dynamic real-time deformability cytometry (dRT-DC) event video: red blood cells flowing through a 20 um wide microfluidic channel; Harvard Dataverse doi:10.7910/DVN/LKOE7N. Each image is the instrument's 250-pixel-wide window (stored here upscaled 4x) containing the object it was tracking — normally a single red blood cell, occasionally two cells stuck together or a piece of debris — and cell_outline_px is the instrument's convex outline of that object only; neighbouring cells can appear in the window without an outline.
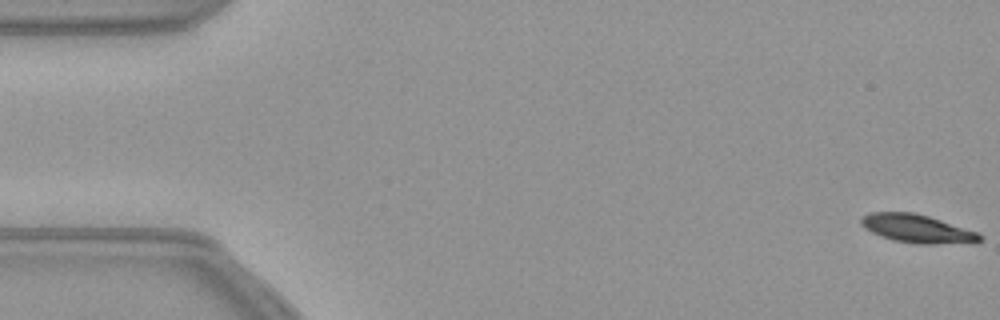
{"species": "common noctule bat (a hibernating species)", "species_latin": "Nyctalus noctula", "temperature_condition": "warm", "stored_images_in_passage": 55, "camera_frame_rate_fps": 3000, "um_per_image_px": 0.085, "animal": {"sex": "female", "body_mass_g": 21.9}, "frame": {"image": 1, "passage_image": 1, "time_ms": 0.0, "image_size_px": [1000, 320], "cell_outline_px": [[984, 236], [976, 244], [916, 244], [892, 240], [880, 236], [864, 228], [860, 224], [860, 216], [868, 212], [912, 212], [928, 216], [980, 232]], "centroid_in_image_um": [78.0, 19.45], "position_along_channel_um": 7.0, "area_um2": 20.17}}
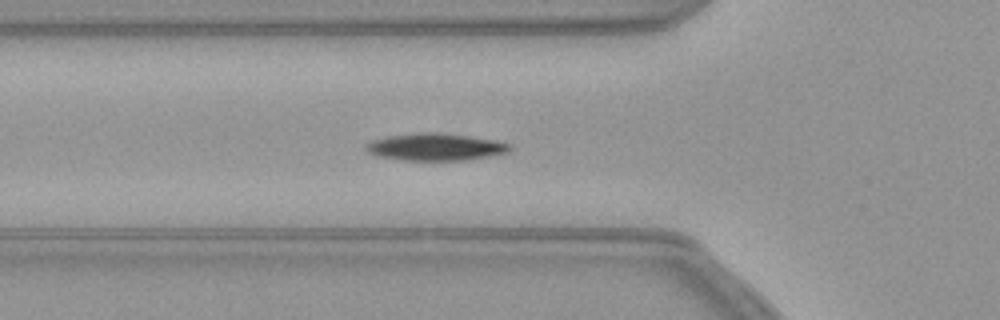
{"frame": {"image": 2, "passage_image": 19, "time_ms": 6.0, "image_size_px": [1000, 320], "cell_outline_px": [[512, 148], [508, 152], [468, 160], [404, 160], [376, 156], [368, 152], [364, 148], [364, 144], [372, 140], [388, 136], [420, 132], [436, 132], [468, 136], [496, 140], [512, 144]], "centroid_in_image_um": [37.0, 12.49], "position_along_channel_um": 88.8, "area_um2": 22.89}}
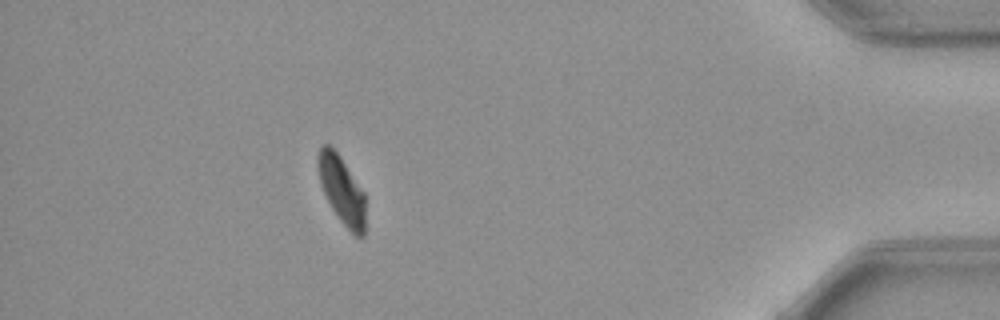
{"frame": {"image": 3, "passage_image": 49, "time_ms": 16.0, "image_size_px": [1000, 320], "cell_outline_px": [[364, 236], [356, 236], [340, 220], [332, 208], [324, 192], [316, 168], [316, 156], [320, 148], [324, 144], [328, 144], [340, 156], [364, 192]], "centroid_in_image_um": [29.02, 16.1], "position_along_channel_um": 406.2, "area_um2": 18.38}}